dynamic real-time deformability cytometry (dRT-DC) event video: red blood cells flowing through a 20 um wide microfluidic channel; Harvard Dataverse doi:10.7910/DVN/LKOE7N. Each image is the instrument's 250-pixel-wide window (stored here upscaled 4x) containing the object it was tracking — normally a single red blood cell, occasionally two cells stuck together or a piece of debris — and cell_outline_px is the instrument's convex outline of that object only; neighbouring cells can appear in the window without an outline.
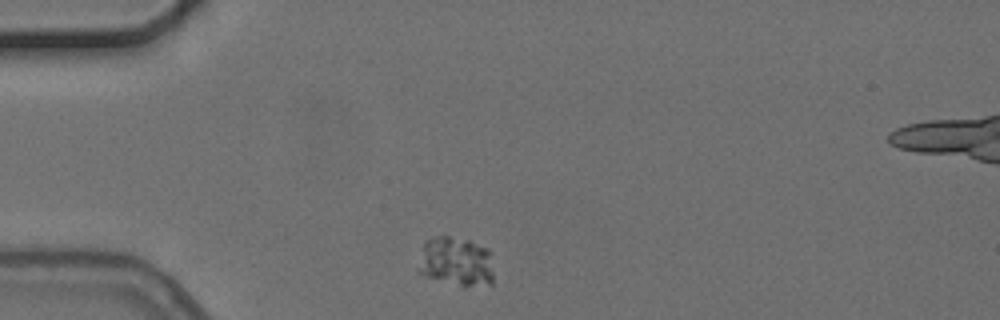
{"species": "common noctule bat (a hibernating species)", "species_latin": "Nyctalus noctula", "temperature_condition": "cold", "stored_images_in_passage": 4, "camera_frame_rate_fps": 3000, "um_per_image_px": 0.085, "animal": {"sex": "female", "body_mass_g": 24.6, "forearm_length_mm": 56.2}, "frame": {"image": 1, "passage_image": 1, "time_ms": 0.0, "image_size_px": [1000, 320], "cell_outline_px": [[492, 284], [464, 288], [424, 276], [416, 272], [424, 240], [436, 236], [448, 236], [468, 240], [488, 248], [492, 252]], "centroid_in_image_um": [38.76, 22.26], "position_along_channel_um": 46.2, "area_um2": 22.43}}
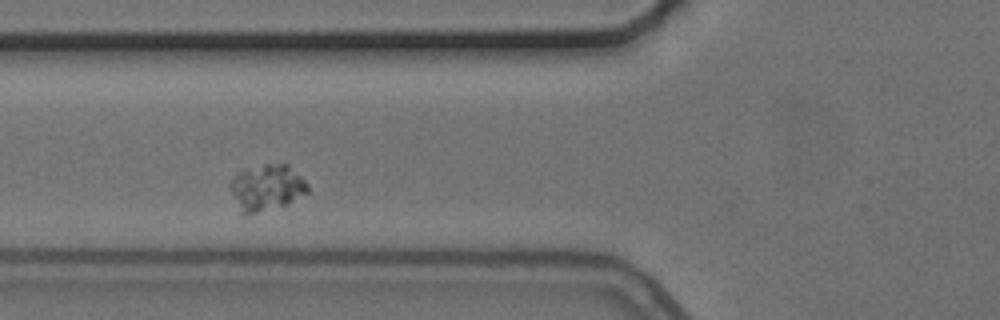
{"frame": {"image": 2, "passage_image": 3, "time_ms": 2.333, "image_size_px": [1000, 320], "cell_outline_px": [[308, 192], [288, 204], [244, 216], [240, 216], [228, 188], [232, 180], [244, 168], [264, 164], [288, 164], [308, 184]], "centroid_in_image_um": [22.61, 15.97], "position_along_channel_um": 103.2, "area_um2": 21.15}}
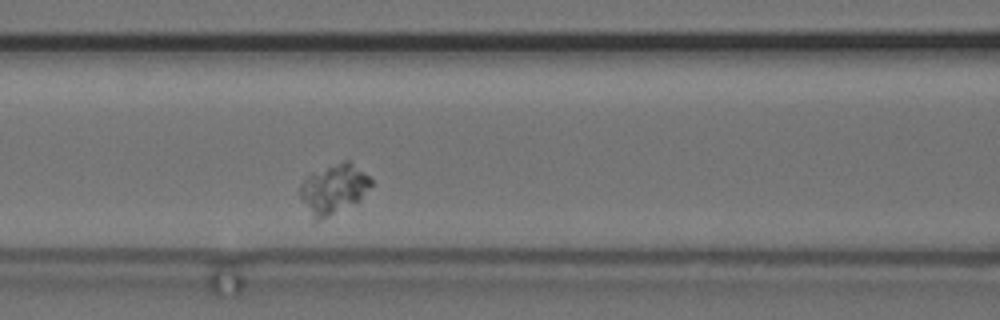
{"frame": {"image": 3, "passage_image": 4, "time_ms": 3.333, "image_size_px": [1000, 320], "cell_outline_px": [[372, 184], [360, 200], [320, 220], [312, 220], [300, 196], [300, 184], [308, 176], [344, 160], [348, 160], [368, 176], [372, 180]], "centroid_in_image_um": [28.35, 16.09], "position_along_channel_um": 138.2, "area_um2": 19.94}}